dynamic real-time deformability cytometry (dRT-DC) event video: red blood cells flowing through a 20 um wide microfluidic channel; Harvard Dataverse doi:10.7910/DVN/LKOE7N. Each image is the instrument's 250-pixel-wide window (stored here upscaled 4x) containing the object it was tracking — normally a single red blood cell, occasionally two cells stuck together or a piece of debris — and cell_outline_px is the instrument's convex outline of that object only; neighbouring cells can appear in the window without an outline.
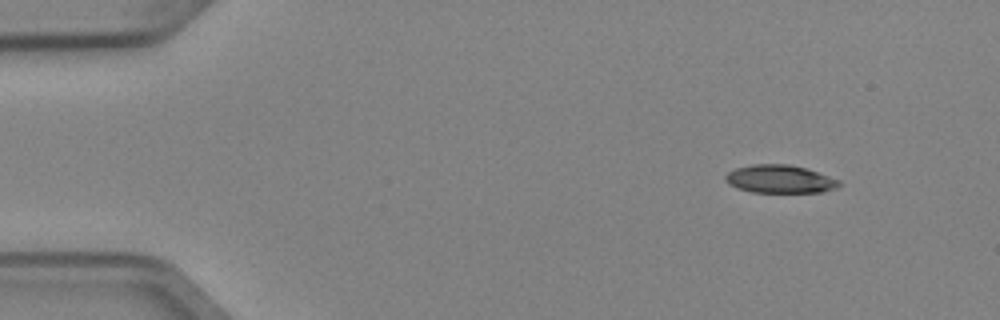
{"species": "Egyptian fruit bat (a non-hibernating species)", "species_latin": "Rousettus aegyptiacus", "temperature_condition": "cold", "stored_images_in_passage": 47, "camera_frame_rate_fps": 3000, "um_per_image_px": 0.085, "animal": {"sex": "female"}, "frame": {"image": 1, "passage_image": 1, "time_ms": 0.0, "image_size_px": [1000, 320], "cell_outline_px": [[840, 184], [836, 188], [820, 192], [752, 192], [728, 184], [724, 180], [724, 176], [728, 172], [736, 168], [752, 164], [788, 164], [804, 168], [840, 180]], "centroid_in_image_um": [66.25, 15.22], "position_along_channel_um": 18.7, "area_um2": 18.38}}
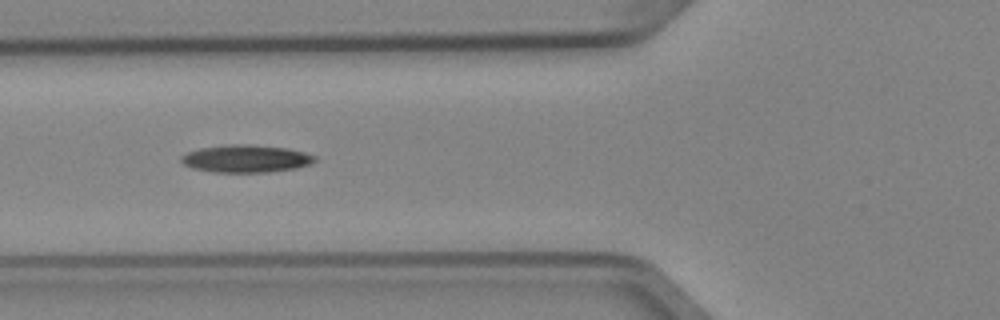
{"frame": {"image": 2, "passage_image": 15, "time_ms": 4.667, "image_size_px": [1000, 320], "cell_outline_px": [[316, 160], [312, 164], [296, 168], [268, 172], [212, 172], [192, 168], [184, 164], [180, 160], [180, 156], [188, 152], [200, 148], [224, 144], [248, 144], [288, 148], [304, 152], [316, 156]], "centroid_in_image_um": [20.91, 13.48], "position_along_channel_um": 104.9, "area_um2": 21.62}}
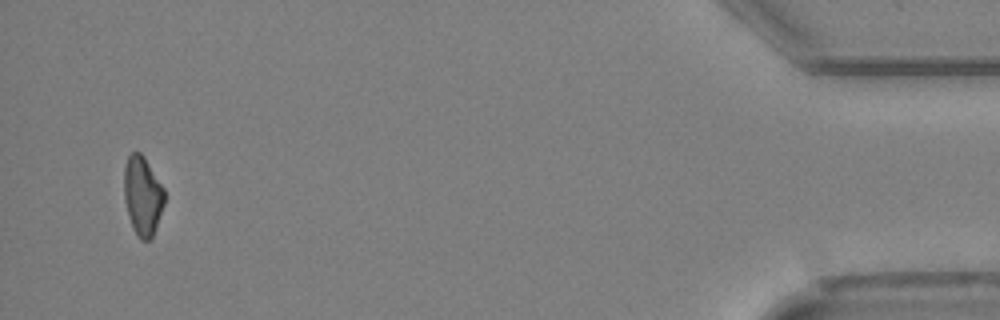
{"frame": {"image": 3, "passage_image": 45, "time_ms": 14.667, "image_size_px": [1000, 320], "cell_outline_px": [[164, 204], [152, 236], [148, 240], [140, 240], [132, 228], [128, 216], [124, 200], [124, 168], [128, 156], [132, 152], [140, 152], [144, 156], [164, 188]], "centroid_in_image_um": [12.1, 16.63], "position_along_channel_um": 423.1, "area_um2": 18.55}, "authors_computed_cell_mechanics": {"area_um2": 19.8254, "velocity_mm_per_s": 3.9816, "shape_relaxation_time_tau1_ms": 7.4079, "shape_relaxation_time_tau2_ms": null, "deformation_change_tau1": 0.1884, "deformation_change_tau2": null}}